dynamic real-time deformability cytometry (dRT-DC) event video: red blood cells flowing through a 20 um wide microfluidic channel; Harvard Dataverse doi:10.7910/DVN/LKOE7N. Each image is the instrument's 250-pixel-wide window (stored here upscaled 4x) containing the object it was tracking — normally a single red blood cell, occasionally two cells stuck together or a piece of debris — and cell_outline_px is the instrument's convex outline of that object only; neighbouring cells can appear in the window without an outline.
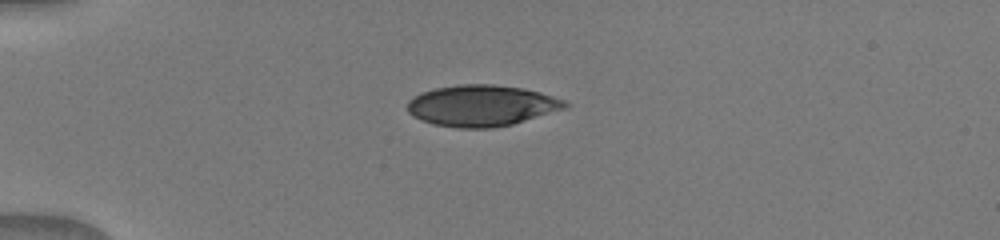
{"species": "human", "species_latin": "Homo sapiens", "temperature_condition": "warm", "stored_images_in_passage": 19, "camera_frame_rate_fps": 3000, "um_per_image_px": 0.085, "donor": {"sex": "male"}, "frame": {"image": 1, "passage_image": 1, "time_ms": 0.0, "image_size_px": [1000, 240], "cell_outline_px": [[568, 108], [512, 124], [492, 128], [456, 128], [432, 124], [420, 120], [408, 112], [408, 100], [424, 92], [436, 88], [460, 84], [492, 84], [524, 88], [540, 92], [564, 100], [568, 104]], "centroid_in_image_um": [40.96, 8.98], "position_along_channel_um": 44.0, "area_um2": 37.8}}
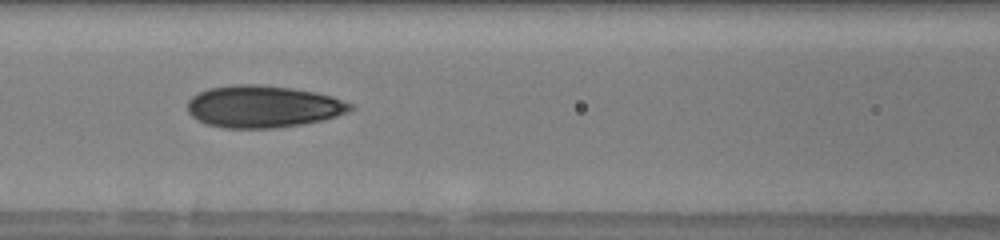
{"frame": {"image": 2, "passage_image": 6, "time_ms": 3.333, "image_size_px": [1000, 240], "cell_outline_px": [[356, 108], [348, 112], [324, 120], [276, 128], [224, 128], [204, 124], [196, 120], [188, 112], [188, 100], [192, 96], [208, 88], [232, 84], [256, 84], [292, 88], [316, 92], [332, 96], [352, 104]], "centroid_in_image_um": [22.35, 9.06], "position_along_channel_um": 144.3, "area_um2": 40.23}}
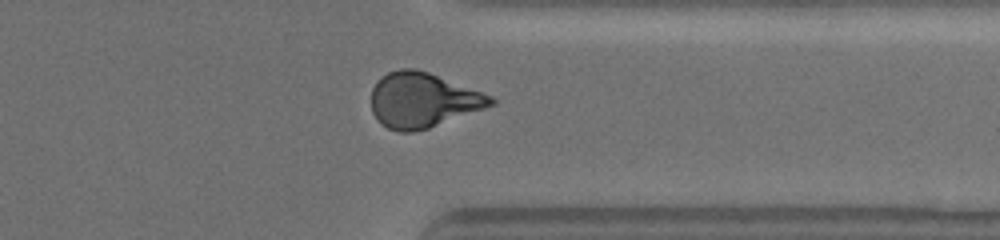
{"frame": {"image": 3, "passage_image": 14, "time_ms": 9.0, "image_size_px": [1000, 240], "cell_outline_px": [[496, 104], [428, 128], [412, 132], [400, 132], [388, 128], [380, 124], [376, 120], [372, 112], [372, 88], [388, 72], [400, 68], [416, 68], [428, 72], [492, 96], [496, 100]], "centroid_in_image_um": [35.92, 8.52], "position_along_channel_um": 375.5, "area_um2": 37.97}}